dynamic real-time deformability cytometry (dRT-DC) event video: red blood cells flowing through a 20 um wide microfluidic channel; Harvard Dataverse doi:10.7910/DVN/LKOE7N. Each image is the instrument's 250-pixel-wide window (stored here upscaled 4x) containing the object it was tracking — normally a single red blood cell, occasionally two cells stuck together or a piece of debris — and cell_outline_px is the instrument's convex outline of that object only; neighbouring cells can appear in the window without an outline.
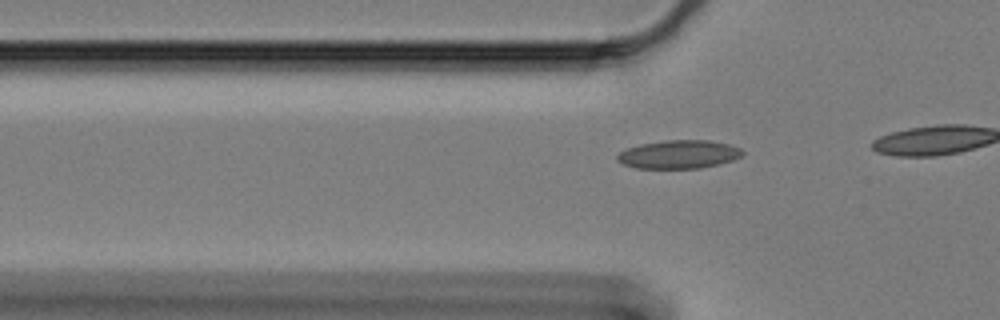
{"species": "Egyptian fruit bat (a non-hibernating species)", "species_latin": "Rousettus aegyptiacus", "temperature_condition": "cold", "stored_images_in_passage": 12, "camera_frame_rate_fps": 3000, "um_per_image_px": 0.085, "animal": {"sex": "female"}, "frame": {"image": 1, "passage_image": 6, "time_ms": 1.667, "image_size_px": [1000, 320], "cell_outline_px": [[744, 152], [740, 156], [732, 160], [700, 168], [636, 168], [624, 164], [616, 160], [616, 156], [620, 152], [628, 148], [640, 144], [664, 140], [708, 140], [728, 144], [740, 148]], "centroid_in_image_um": [57.67, 13.11], "position_along_channel_um": 68.1, "area_um2": 20.52}}
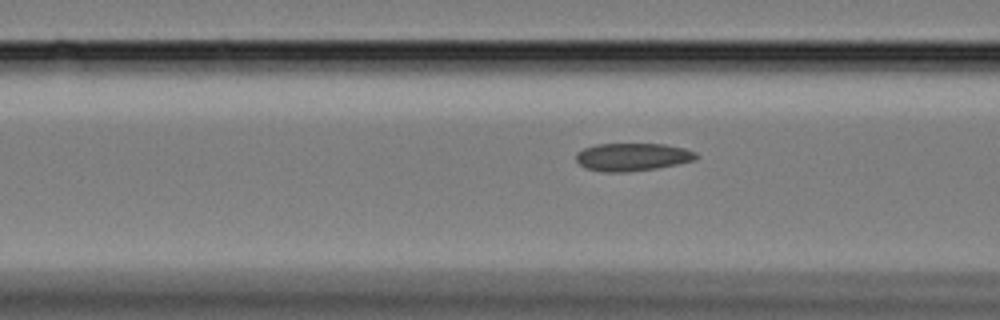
{"frame": {"image": 2, "passage_image": 10, "time_ms": 3.0, "image_size_px": [1000, 320], "cell_outline_px": [[700, 156], [696, 160], [656, 168], [628, 172], [604, 172], [584, 168], [576, 160], [576, 152], [584, 148], [596, 144], [664, 144], [684, 148], [696, 152]], "centroid_in_image_um": [53.75, 13.34], "position_along_channel_um": 112.8, "area_um2": 19.59}}